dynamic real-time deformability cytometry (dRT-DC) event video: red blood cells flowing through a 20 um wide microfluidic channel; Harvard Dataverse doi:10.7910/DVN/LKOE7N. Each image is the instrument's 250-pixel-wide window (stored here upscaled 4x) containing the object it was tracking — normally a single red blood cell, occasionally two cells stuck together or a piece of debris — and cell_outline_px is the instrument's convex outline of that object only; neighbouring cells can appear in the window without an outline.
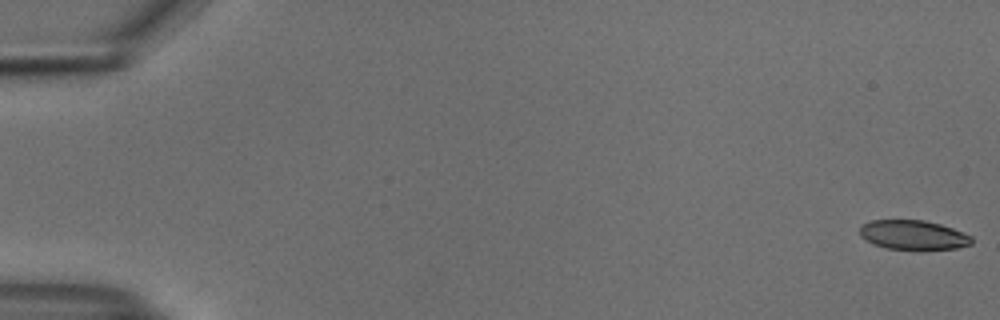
{"species": "common noctule bat (a hibernating species)", "species_latin": "Nyctalus noctula", "temperature_condition": "cold", "stored_images_in_passage": 55, "camera_frame_rate_fps": 3000, "um_per_image_px": 0.085, "animal": {"sex": "male", "body_mass_g": 18.8}, "frame": {"image": 1, "passage_image": 1, "time_ms": 0.0, "image_size_px": [1000, 320], "cell_outline_px": [[972, 244], [956, 248], [920, 252], [888, 248], [872, 244], [860, 236], [860, 228], [864, 224], [872, 220], [924, 220], [940, 224], [952, 228], [972, 236]], "centroid_in_image_um": [77.65, 20.01], "position_along_channel_um": 7.4, "area_um2": 19.71}}
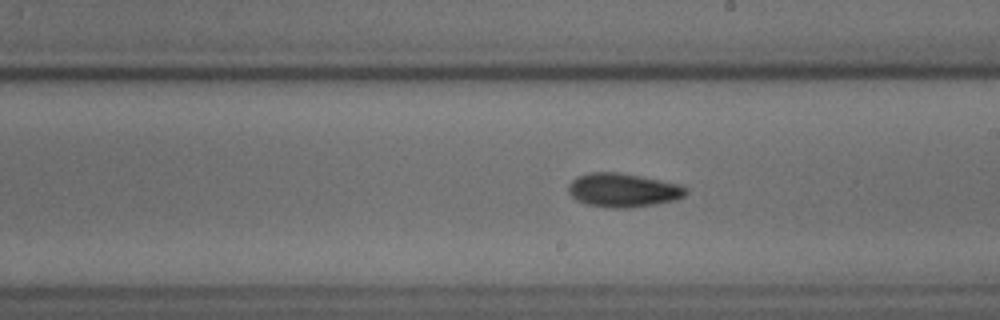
{"frame": {"image": 2, "passage_image": 32, "time_ms": 10.333, "image_size_px": [1000, 320], "cell_outline_px": [[688, 192], [684, 196], [676, 200], [628, 208], [612, 208], [584, 204], [576, 200], [568, 192], [568, 184], [576, 176], [588, 172], [616, 172], [640, 176], [680, 184], [688, 188]], "centroid_in_image_um": [52.93, 16.16], "position_along_channel_um": 236.1, "area_um2": 23.29}}
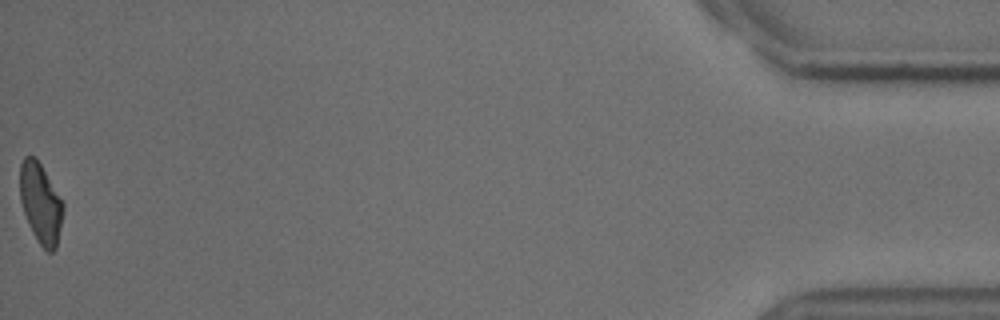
{"frame": {"image": 3, "passage_image": 55, "time_ms": 18.0, "image_size_px": [1000, 320], "cell_outline_px": [[64, 208], [56, 248], [52, 252], [48, 252], [40, 244], [32, 232], [28, 224], [20, 200], [20, 164], [24, 156], [36, 156], [64, 204]], "centroid_in_image_um": [3.44, 17.26], "position_along_channel_um": 431.8, "area_um2": 20.06}, "authors_computed_cell_mechanics": {"area_um2": 21.2704, "velocity_mm_per_s": 3.7439, "shape_relaxation_time_tau1_ms": 4.0766, "shape_relaxation_time_tau2_ms": 4.3935, "deformation_change_tau1": 0.1251, "deformation_change_tau2": 0.0948}}